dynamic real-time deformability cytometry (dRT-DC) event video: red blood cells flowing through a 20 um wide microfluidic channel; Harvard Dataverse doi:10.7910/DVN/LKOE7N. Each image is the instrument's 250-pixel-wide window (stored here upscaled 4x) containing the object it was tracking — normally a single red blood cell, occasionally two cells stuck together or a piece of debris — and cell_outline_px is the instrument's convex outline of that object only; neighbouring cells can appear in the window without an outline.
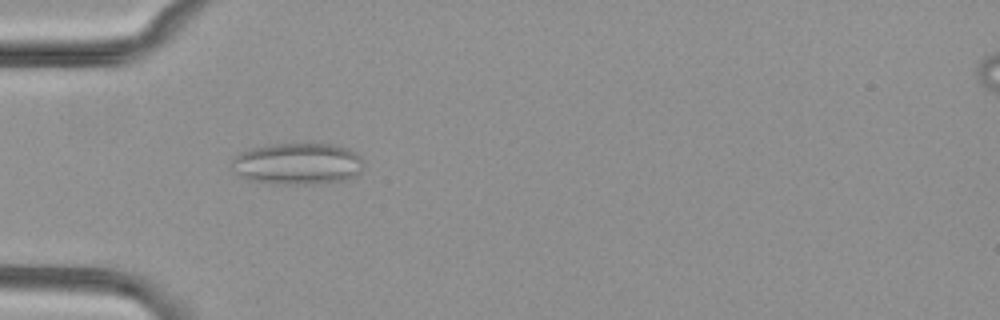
{"species": "common noctule bat (a hibernating species)", "species_latin": "Nyctalus noctula", "temperature_condition": "cold", "stored_images_in_passage": 38, "segment_of_instrument_passage": [1, 2], "camera_frame_rate_fps": 3000, "um_per_image_px": 0.085, "animal": {"sex": "female", "body_mass_g": 29.2, "forearm_length_mm": 56.3}, "frame": {"image": 1, "passage_image": 7, "time_ms": 2.0, "image_size_px": [1000, 320], "cell_outline_px": [[364, 168], [360, 172], [344, 180], [312, 184], [268, 184], [236, 176], [232, 160], [240, 152], [252, 148], [268, 144], [332, 144], [348, 148], [360, 156], [364, 164]], "centroid_in_image_um": [25.29, 13.92], "position_along_channel_um": 59.7, "area_um2": 32.14}}